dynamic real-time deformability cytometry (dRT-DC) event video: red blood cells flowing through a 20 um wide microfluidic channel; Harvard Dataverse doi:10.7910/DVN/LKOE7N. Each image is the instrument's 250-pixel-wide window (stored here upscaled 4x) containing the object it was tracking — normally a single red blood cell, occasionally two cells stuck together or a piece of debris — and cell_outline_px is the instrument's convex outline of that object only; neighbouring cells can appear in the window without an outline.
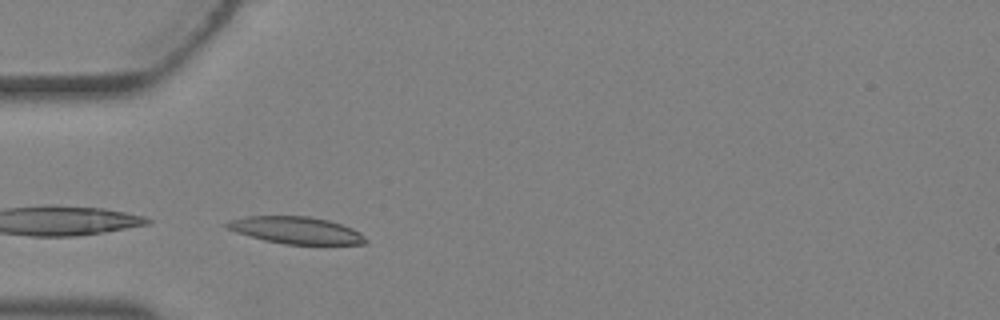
{"species": "Egyptian fruit bat (a non-hibernating species)", "species_latin": "Rousettus aegyptiacus", "temperature_condition": "warm", "stored_images_in_passage": 2, "camera_frame_rate_fps": 3000, "um_per_image_px": 0.085, "animal": {"sex": "female"}, "frame": {"image": 1, "passage_image": 1, "time_ms": 0.0, "image_size_px": [1000, 320], "cell_outline_px": [[368, 240], [364, 244], [284, 244], [264, 240], [236, 232], [228, 228], [224, 224], [228, 220], [248, 216], [308, 216], [328, 220], [352, 228], [360, 232]], "centroid_in_image_um": [25.16, 19.57], "position_along_channel_um": 59.8, "area_um2": 21.73}}
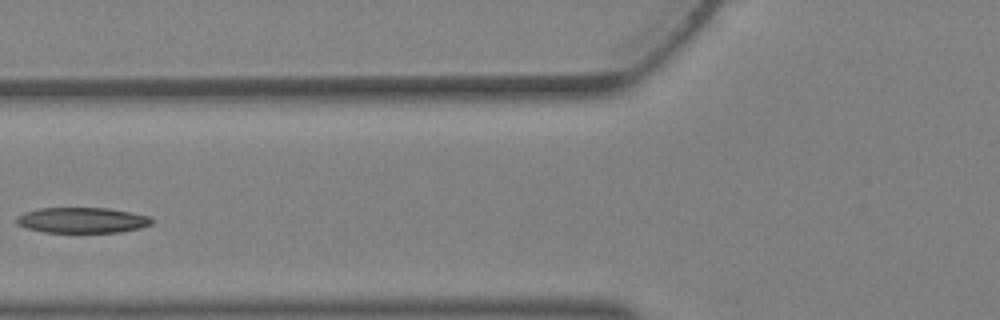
{"frame": {"image": 2, "passage_image": 2, "time_ms": 0.333, "image_size_px": [1000, 320], "cell_outline_px": [[152, 224], [140, 228], [120, 232], [44, 232], [28, 228], [16, 224], [16, 216], [24, 212], [40, 208], [108, 208], [132, 212], [148, 216], [152, 220]], "centroid_in_image_um": [6.97, 18.71], "position_along_channel_um": 118.8, "area_um2": 20.11}}